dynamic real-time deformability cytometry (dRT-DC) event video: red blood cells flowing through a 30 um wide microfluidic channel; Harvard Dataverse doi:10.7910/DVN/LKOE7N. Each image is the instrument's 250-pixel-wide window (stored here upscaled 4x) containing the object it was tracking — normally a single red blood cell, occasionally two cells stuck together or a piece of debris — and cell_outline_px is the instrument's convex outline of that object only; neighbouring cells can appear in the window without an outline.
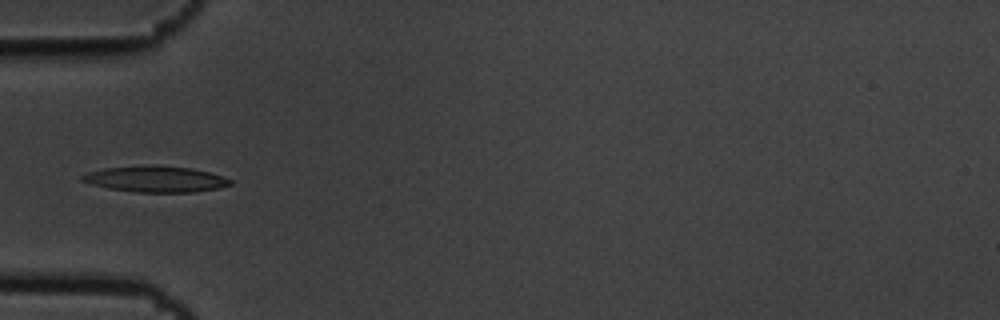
{"species": "common noctule bat (a hibernating species)", "species_latin": "Nyctalus noctula", "temperature_condition": "cold", "stored_images_in_passage": 5, "camera_frame_rate_fps": 3000, "um_per_image_px": 0.085, "animal": {"sex": "male", "body_mass_g": 19.5, "forearm_length_mm": 54.6}, "frame": {"image": 1, "passage_image": 5, "time_ms": 1.333, "image_size_px": [1000, 320], "cell_outline_px": [[232, 184], [220, 188], [192, 192], [136, 192], [108, 188], [92, 184], [80, 180], [80, 176], [88, 172], [104, 168], [192, 168], [224, 176], [232, 180]], "centroid_in_image_um": [13.27, 15.27], "position_along_channel_um": 71.7, "area_um2": 21.39}}